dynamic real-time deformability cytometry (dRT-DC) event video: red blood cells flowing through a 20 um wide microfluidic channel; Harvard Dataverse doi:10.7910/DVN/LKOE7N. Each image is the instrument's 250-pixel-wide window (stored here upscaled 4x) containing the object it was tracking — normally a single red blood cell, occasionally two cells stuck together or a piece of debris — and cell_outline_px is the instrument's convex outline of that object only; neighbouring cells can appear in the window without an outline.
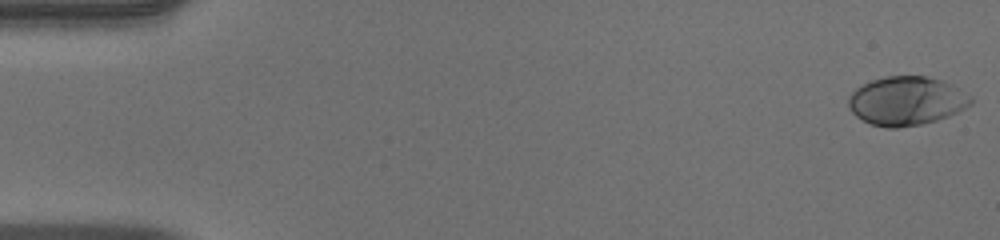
{"species": "human", "species_latin": "Homo sapiens", "temperature_condition": "warm", "stored_images_in_passage": 51, "camera_frame_rate_fps": 3000, "um_per_image_px": 0.085, "donor": {"sex": "male"}, "frame": {"image": 1, "passage_image": 1, "time_ms": 0.0, "image_size_px": [1000, 240], "cell_outline_px": [[972, 104], [948, 116], [936, 120], [920, 124], [896, 128], [888, 128], [872, 124], [856, 116], [848, 108], [848, 96], [856, 88], [872, 80], [884, 76], [928, 76], [944, 80], [952, 84], [972, 96]], "centroid_in_image_um": [77.05, 8.56], "position_along_channel_um": 7.9, "area_um2": 34.85}}
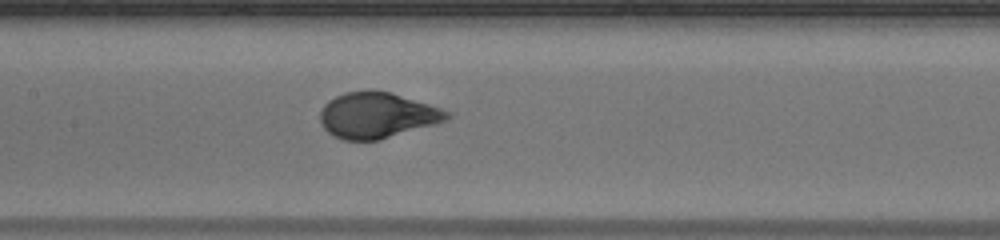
{"frame": {"image": 2, "passage_image": 25, "time_ms": 8.0, "image_size_px": [1000, 240], "cell_outline_px": [[452, 116], [448, 120], [436, 124], [380, 140], [344, 140], [332, 136], [320, 124], [320, 108], [328, 100], [344, 92], [392, 92], [452, 112]], "centroid_in_image_um": [32.06, 9.82], "position_along_channel_um": 175.3, "area_um2": 33.81}}
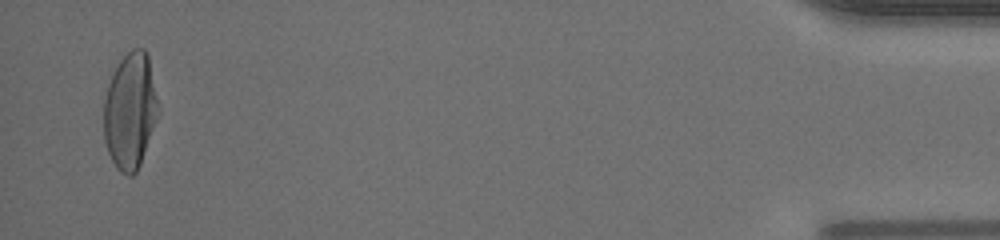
{"frame": {"image": 3, "passage_image": 50, "time_ms": 16.333, "image_size_px": [1000, 240], "cell_outline_px": [[160, 112], [140, 164], [136, 172], [132, 176], [128, 176], [120, 172], [116, 168], [108, 152], [104, 140], [104, 96], [112, 72], [116, 64], [132, 48], [144, 48], [148, 56], [160, 108]], "centroid_in_image_um": [11.07, 9.42], "position_along_channel_um": 424.1, "area_um2": 37.28}, "authors_computed_cell_mechanics": {"area_um2": 33.9286, "velocity_mm_per_s": 3.993, "shape_relaxation_time_tau1_ms": 3.7772, "shape_relaxation_time_tau2_ms": null, "deformation_change_tau1": 0.2247, "deformation_change_tau2": null}}